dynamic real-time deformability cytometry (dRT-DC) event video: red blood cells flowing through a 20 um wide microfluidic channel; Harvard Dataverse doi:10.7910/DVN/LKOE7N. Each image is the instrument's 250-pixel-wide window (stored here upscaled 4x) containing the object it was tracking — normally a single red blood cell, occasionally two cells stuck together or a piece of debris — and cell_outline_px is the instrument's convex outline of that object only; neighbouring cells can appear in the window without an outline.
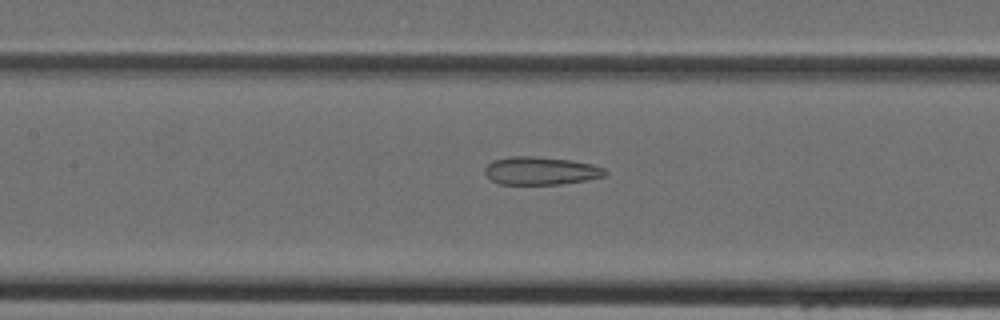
{"species": "Egyptian fruit bat (a non-hibernating species)", "species_latin": "Rousettus aegyptiacus", "temperature_condition": "cold", "stored_images_in_passage": 45, "camera_frame_rate_fps": 3000, "um_per_image_px": 0.085, "animal": {"sex": "female"}, "frame": {"image": 1, "passage_image": 21, "time_ms": 6.667, "image_size_px": [1000, 320], "cell_outline_px": [[608, 172], [604, 176], [584, 180], [560, 184], [500, 184], [492, 180], [484, 172], [484, 168], [492, 160], [508, 156], [532, 156], [572, 160], [592, 164], [604, 168]], "centroid_in_image_um": [45.94, 14.5], "position_along_channel_um": 161.5, "area_um2": 19.59}}
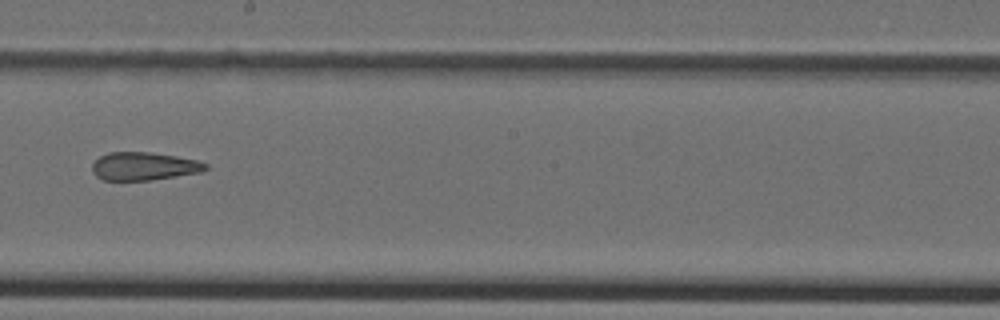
{"frame": {"image": 2, "passage_image": 26, "time_ms": 8.333, "image_size_px": [1000, 320], "cell_outline_px": [[208, 168], [200, 172], [176, 176], [148, 180], [104, 180], [96, 176], [92, 172], [92, 164], [100, 156], [108, 152], [148, 152], [176, 156], [196, 160], [208, 164]], "centroid_in_image_um": [12.21, 14.13], "position_along_channel_um": 236.0, "area_um2": 18.44}}
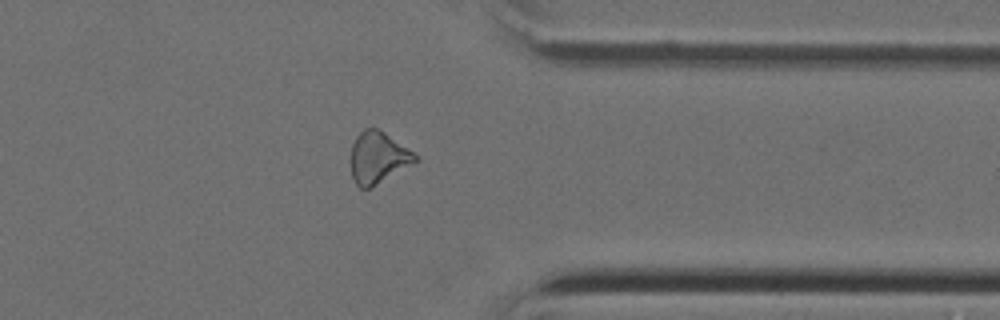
{"frame": {"image": 3, "passage_image": 36, "time_ms": 11.667, "image_size_px": [1000, 320], "cell_outline_px": [[420, 160], [372, 188], [360, 188], [356, 184], [352, 176], [352, 144], [356, 136], [364, 128], [376, 128], [384, 132], [420, 156]], "centroid_in_image_um": [32.17, 13.41], "position_along_channel_um": 379.2, "area_um2": 19.48}}